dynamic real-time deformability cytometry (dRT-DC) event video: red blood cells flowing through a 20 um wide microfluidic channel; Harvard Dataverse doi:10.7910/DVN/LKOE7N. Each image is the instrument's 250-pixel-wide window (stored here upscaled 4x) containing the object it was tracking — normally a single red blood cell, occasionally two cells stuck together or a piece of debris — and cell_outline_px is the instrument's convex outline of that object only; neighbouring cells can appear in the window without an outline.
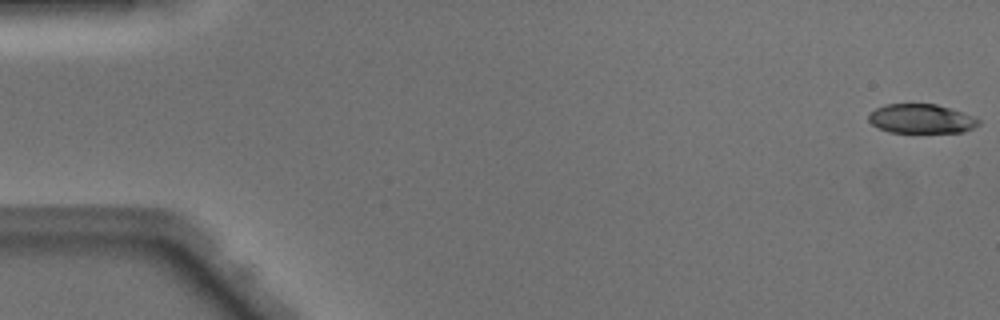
{"species": "Egyptian fruit bat (a non-hibernating species)", "species_latin": "Rousettus aegyptiacus", "temperature_condition": "warm", "stored_images_in_passage": 49, "camera_frame_rate_fps": 3000, "um_per_image_px": 0.085, "animal": {"sex": "male"}, "frame": {"image": 1, "passage_image": 1, "time_ms": 0.0, "image_size_px": [1000, 320], "cell_outline_px": [[980, 124], [964, 132], [888, 132], [872, 124], [868, 120], [868, 116], [876, 108], [888, 104], [936, 104], [972, 116], [980, 120]], "centroid_in_image_um": [78.3, 10.1], "position_along_channel_um": 6.7, "area_um2": 18.44}}
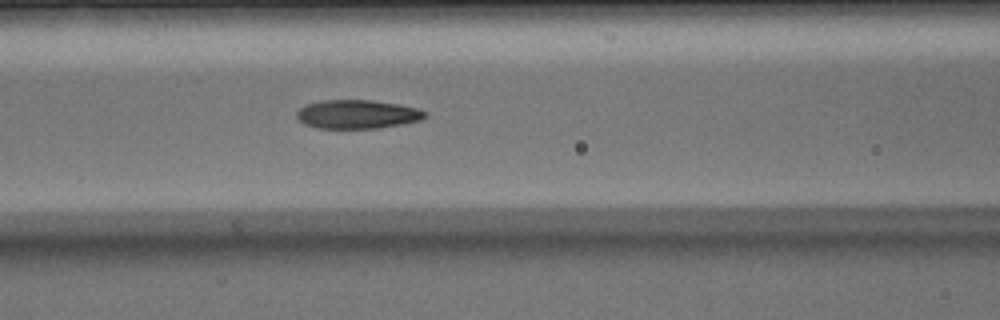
{"frame": {"image": 2, "passage_image": 21, "time_ms": 6.667, "image_size_px": [1000, 320], "cell_outline_px": [[428, 116], [420, 120], [380, 128], [320, 128], [304, 124], [296, 116], [296, 112], [300, 108], [308, 104], [320, 100], [368, 100], [396, 104], [416, 108], [428, 112]], "centroid_in_image_um": [30.37, 9.71], "position_along_channel_um": 136.2, "area_um2": 21.33}}
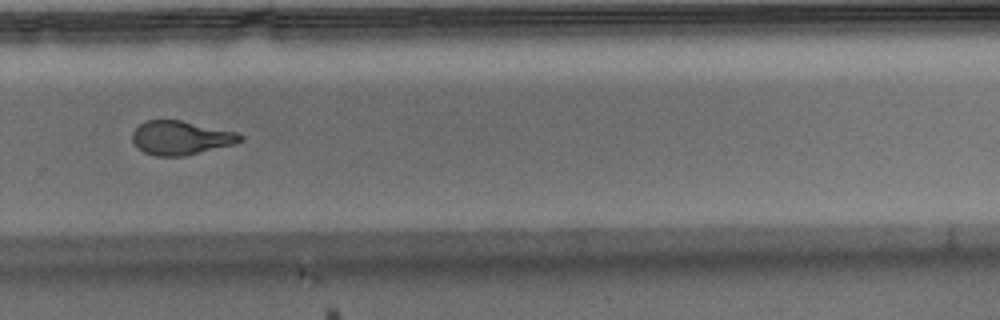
{"frame": {"image": 3, "passage_image": 34, "time_ms": 11.0, "image_size_px": [1000, 320], "cell_outline_px": [[244, 140], [236, 144], [184, 156], [156, 156], [144, 152], [132, 140], [132, 132], [144, 120], [180, 120], [236, 132], [244, 136]], "centroid_in_image_um": [15.39, 11.71], "position_along_channel_um": 314.4, "area_um2": 21.27}, "authors_computed_cell_mechanics": {"area_um2": 21.5594, "velocity_mm_per_s": 4.1194, "shape_relaxation_time_tau1_ms": 7.5395, "shape_relaxation_time_tau2_ms": 1.5949, "deformation_change_tau1": 0.2436, "deformation_change_tau2": 0.0969}}